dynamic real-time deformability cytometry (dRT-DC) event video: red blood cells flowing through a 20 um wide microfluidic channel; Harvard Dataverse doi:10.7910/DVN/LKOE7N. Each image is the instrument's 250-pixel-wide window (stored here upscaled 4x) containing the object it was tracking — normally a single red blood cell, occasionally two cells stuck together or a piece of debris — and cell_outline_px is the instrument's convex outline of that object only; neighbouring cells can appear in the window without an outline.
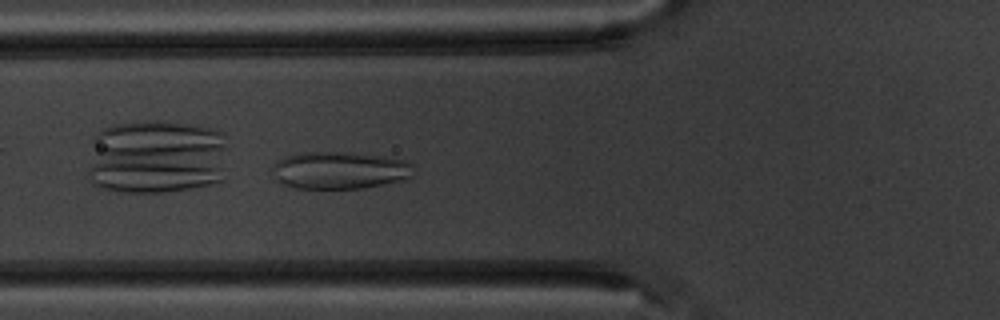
{"species": "common noctule bat (a hibernating species)", "species_latin": "Nyctalus noctula", "temperature_condition": "warm", "stored_images_in_passage": 5, "camera_frame_rate_fps": 3000, "um_per_image_px": 0.085, "animal": {"sex": "male", "body_mass_g": 20.1, "forearm_length_mm": 53.5}, "frame": {"image": 1, "passage_image": 5, "time_ms": 4.667, "image_size_px": [1000, 320], "cell_outline_px": [[412, 176], [408, 180], [364, 188], [296, 188], [284, 184], [276, 180], [272, 168], [272, 164], [276, 160], [288, 156], [304, 152], [344, 152], [388, 156], [408, 160], [412, 164]], "centroid_in_image_um": [28.93, 14.47], "position_along_channel_um": 96.9, "area_um2": 31.1}}